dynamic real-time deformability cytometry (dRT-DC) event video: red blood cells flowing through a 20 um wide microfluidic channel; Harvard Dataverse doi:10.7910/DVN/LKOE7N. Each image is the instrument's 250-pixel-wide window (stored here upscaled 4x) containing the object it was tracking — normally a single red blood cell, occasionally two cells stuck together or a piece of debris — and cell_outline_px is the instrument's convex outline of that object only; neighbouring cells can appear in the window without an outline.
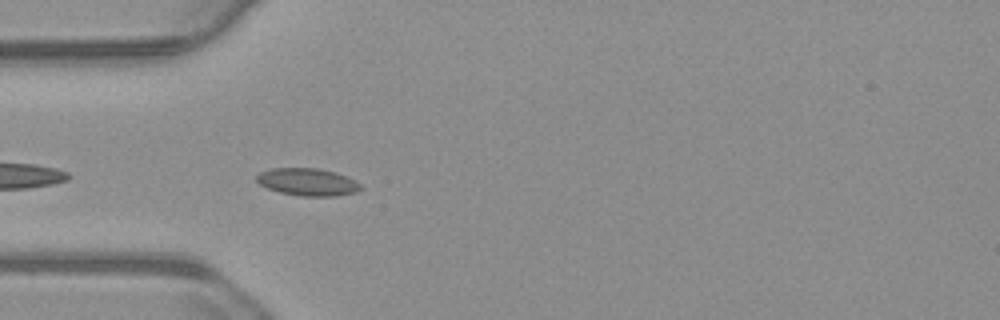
{"species": "common noctule bat (a hibernating species)", "species_latin": "Nyctalus noctula", "temperature_condition": "warm", "stored_images_in_passage": 42, "camera_frame_rate_fps": 3000, "um_per_image_px": 0.085, "animal": {"sex": "male", "body_mass_g": 23.1, "forearm_length_mm": 52.7}, "frame": {"image": 1, "passage_image": 3, "time_ms": 0.667, "image_size_px": [1000, 320], "cell_outline_px": [[364, 188], [356, 192], [336, 196], [300, 196], [280, 192], [268, 188], [260, 184], [256, 180], [256, 176], [260, 172], [272, 168], [316, 168], [336, 172], [360, 184]], "centroid_in_image_um": [26.14, 15.47], "position_along_channel_um": 58.9, "area_um2": 16.53}}
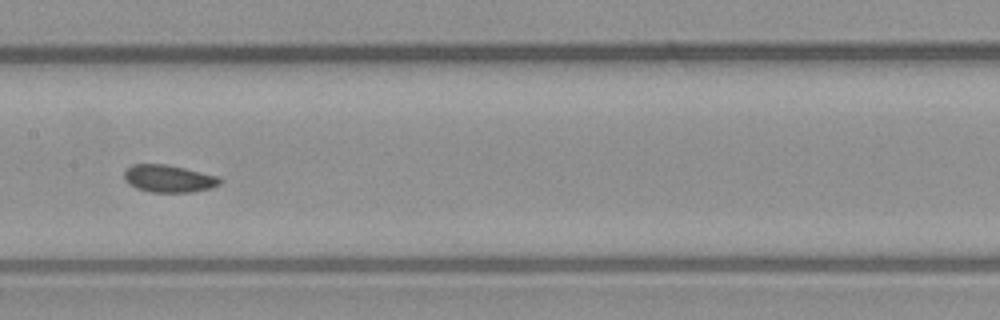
{"frame": {"image": 2, "passage_image": 14, "time_ms": 4.333, "image_size_px": [1000, 320], "cell_outline_px": [[224, 180], [220, 184], [212, 188], [192, 192], [152, 192], [136, 188], [128, 184], [124, 180], [124, 172], [132, 164], [168, 164], [220, 176]], "centroid_in_image_um": [14.38, 15.18], "position_along_channel_um": 193.0, "area_um2": 15.55}}
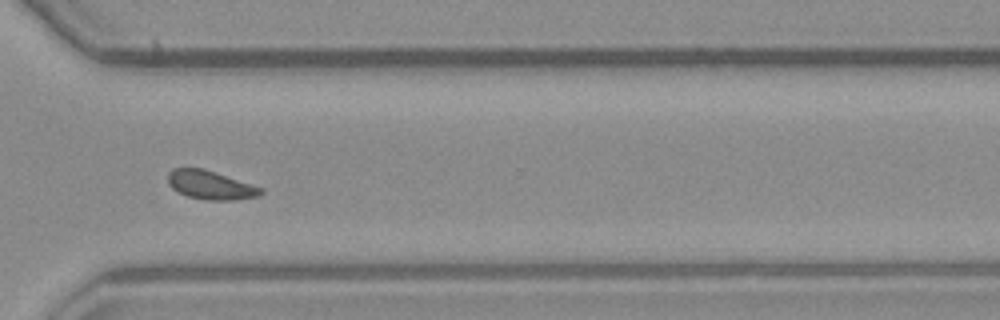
{"frame": {"image": 3, "passage_image": 27, "time_ms": 8.667, "image_size_px": [1000, 320], "cell_outline_px": [[264, 192], [256, 196], [236, 200], [204, 200], [188, 196], [172, 188], [168, 184], [168, 172], [172, 168], [204, 168], [264, 188]], "centroid_in_image_um": [17.9, 15.72], "position_along_channel_um": 352.7, "area_um2": 15.61}}